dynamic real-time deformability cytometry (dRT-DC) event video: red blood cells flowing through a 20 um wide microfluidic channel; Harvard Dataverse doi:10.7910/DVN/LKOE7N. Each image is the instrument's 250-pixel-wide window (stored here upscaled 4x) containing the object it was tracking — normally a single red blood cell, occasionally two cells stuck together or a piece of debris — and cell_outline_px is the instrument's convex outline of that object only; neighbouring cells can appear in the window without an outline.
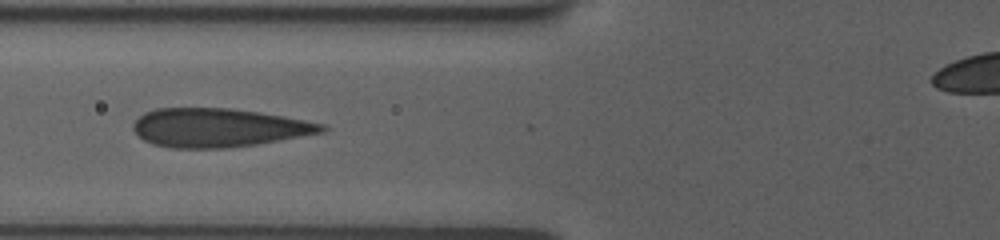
{"species": "human", "species_latin": "Homo sapiens", "temperature_condition": "room temperature", "stored_images_in_passage": 23, "camera_frame_rate_fps": 3000, "um_per_image_px": 0.085, "donor": {"sex": "female"}, "frame": {"image": 1, "passage_image": 13, "time_ms": 6.0, "image_size_px": [1000, 240], "cell_outline_px": [[328, 128], [324, 132], [256, 144], [224, 148], [172, 148], [152, 144], [144, 140], [132, 128], [132, 124], [144, 112], [156, 108], [228, 108], [284, 116], [324, 124]], "centroid_in_image_um": [18.54, 10.85], "position_along_channel_um": 107.3, "area_um2": 42.25}}
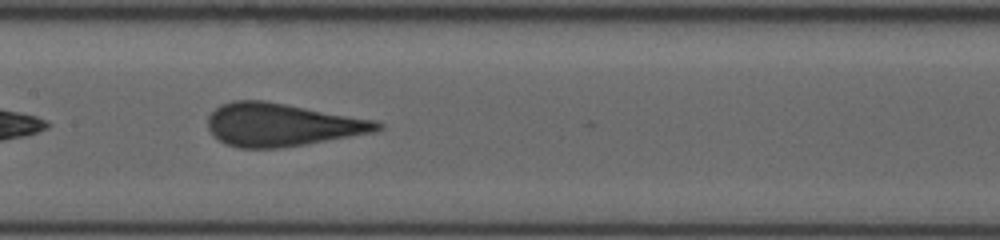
{"frame": {"image": 2, "passage_image": 20, "time_ms": 8.0, "image_size_px": [1000, 240], "cell_outline_px": [[384, 128], [372, 132], [304, 144], [276, 148], [240, 148], [224, 144], [208, 128], [208, 116], [220, 104], [232, 100], [264, 100], [376, 120], [384, 124]], "centroid_in_image_um": [23.94, 10.59], "position_along_channel_um": 183.5, "area_um2": 42.14}}
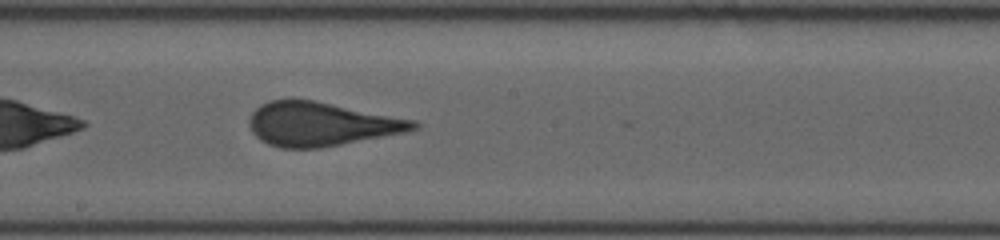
{"frame": {"image": 3, "passage_image": 23, "time_ms": 9.0, "image_size_px": [1000, 240], "cell_outline_px": [[420, 128], [408, 132], [320, 148], [280, 148], [268, 144], [260, 140], [252, 132], [248, 124], [248, 120], [252, 112], [260, 104], [268, 100], [316, 100], [416, 120], [420, 124]], "centroid_in_image_um": [27.31, 10.55], "position_along_channel_um": 220.9, "area_um2": 42.31}}